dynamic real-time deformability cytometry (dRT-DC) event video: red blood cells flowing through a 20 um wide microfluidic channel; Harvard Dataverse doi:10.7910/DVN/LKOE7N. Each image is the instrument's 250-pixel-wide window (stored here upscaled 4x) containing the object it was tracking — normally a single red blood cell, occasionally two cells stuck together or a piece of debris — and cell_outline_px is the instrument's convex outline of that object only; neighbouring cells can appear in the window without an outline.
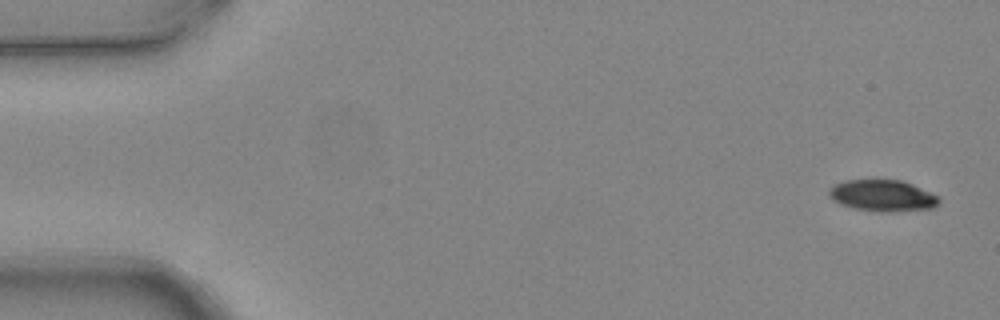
{"species": "common noctule bat (a hibernating species)", "species_latin": "Nyctalus noctula", "temperature_condition": "warm", "stored_images_in_passage": 5, "camera_frame_rate_fps": 3000, "um_per_image_px": 0.085, "animal": {"sex": "female", "body_mass_g": 24.6, "forearm_length_mm": 56.2}, "frame": {"image": 1, "passage_image": 1, "time_ms": 0.0, "image_size_px": [1000, 320], "cell_outline_px": [[940, 200], [932, 208], [856, 208], [840, 204], [832, 200], [828, 196], [828, 188], [844, 180], [900, 180], [912, 184], [940, 196]], "centroid_in_image_um": [74.95, 16.55], "position_along_channel_um": 10.1, "area_um2": 18.9}}
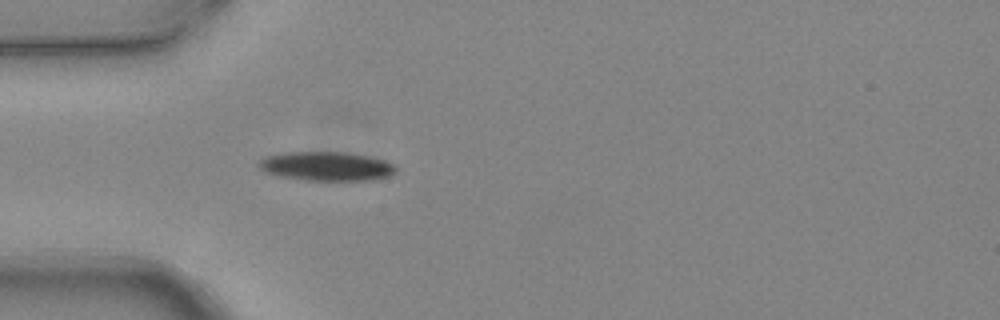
{"frame": {"image": 2, "passage_image": 5, "time_ms": 1.333, "image_size_px": [1000, 320], "cell_outline_px": [[396, 172], [392, 176], [372, 180], [304, 180], [280, 176], [264, 172], [256, 164], [264, 156], [284, 152], [348, 152], [368, 156], [384, 160], [392, 164], [396, 168]], "centroid_in_image_um": [27.73, 14.13], "position_along_channel_um": 57.3, "area_um2": 23.41}}